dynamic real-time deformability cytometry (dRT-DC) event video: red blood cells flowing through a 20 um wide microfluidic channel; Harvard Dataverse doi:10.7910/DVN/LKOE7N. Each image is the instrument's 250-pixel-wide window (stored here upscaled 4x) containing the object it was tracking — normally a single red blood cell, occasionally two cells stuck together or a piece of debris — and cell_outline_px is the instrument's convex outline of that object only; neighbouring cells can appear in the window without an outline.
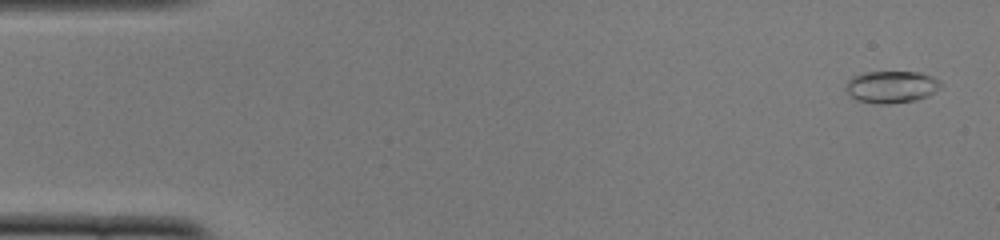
{"species": "common noctule bat (a hibernating species)", "species_latin": "Nyctalus noctula", "temperature_condition": "cold", "stored_images_in_passage": 52, "camera_frame_rate_fps": 3000, "um_per_image_px": 0.085, "animal": {"sex": "female", "body_mass_g": 22.0, "forearm_length_mm": 56.7}, "frame": {"image": 1, "passage_image": 2, "time_ms": 0.333, "image_size_px": [1000, 240], "cell_outline_px": [[940, 88], [928, 96], [916, 100], [888, 104], [880, 104], [856, 100], [848, 96], [844, 88], [848, 80], [852, 76], [864, 72], [920, 72], [932, 76], [940, 80]], "centroid_in_image_um": [75.73, 7.38], "position_along_channel_um": 9.3, "area_um2": 17.98}}
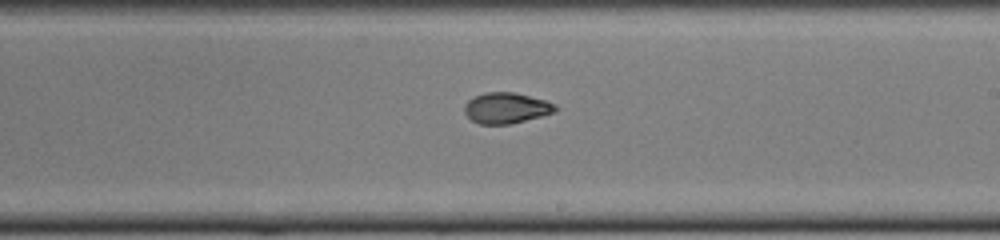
{"frame": {"image": 2, "passage_image": 30, "time_ms": 9.667, "image_size_px": [1000, 240], "cell_outline_px": [[560, 108], [556, 112], [508, 124], [480, 124], [472, 120], [464, 112], [464, 104], [468, 100], [484, 92], [516, 92], [544, 100], [556, 104]], "centroid_in_image_um": [43.05, 9.17], "position_along_channel_um": 246.0, "area_um2": 16.3}}
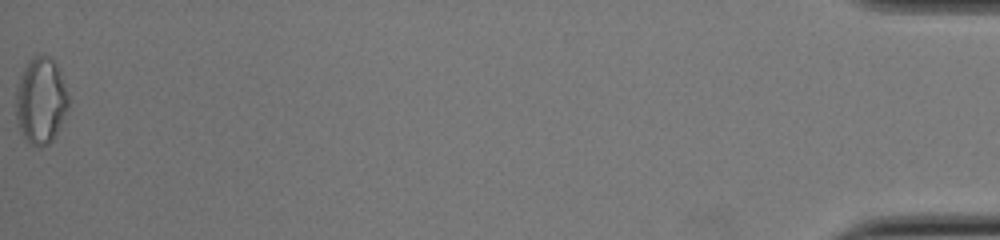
{"frame": {"image": 3, "passage_image": 52, "time_ms": 17.0, "image_size_px": [1000, 240], "cell_outline_px": [[68, 108], [56, 136], [48, 144], [40, 148], [32, 144], [24, 136], [16, 120], [16, 84], [24, 68], [32, 56], [48, 56], [56, 64], [60, 72], [68, 96]], "centroid_in_image_um": [3.46, 8.57], "position_along_channel_um": 431.7, "area_um2": 26.3}, "authors_computed_cell_mechanics": {"area_um2": 16.8487, "velocity_mm_per_s": 3.8763, "shape_relaxation_time_tau1_ms": 3.9848, "shape_relaxation_time_tau2_ms": 2.8653, "deformation_change_tau1": 0.1679, "deformation_change_tau2": 0.0807}}